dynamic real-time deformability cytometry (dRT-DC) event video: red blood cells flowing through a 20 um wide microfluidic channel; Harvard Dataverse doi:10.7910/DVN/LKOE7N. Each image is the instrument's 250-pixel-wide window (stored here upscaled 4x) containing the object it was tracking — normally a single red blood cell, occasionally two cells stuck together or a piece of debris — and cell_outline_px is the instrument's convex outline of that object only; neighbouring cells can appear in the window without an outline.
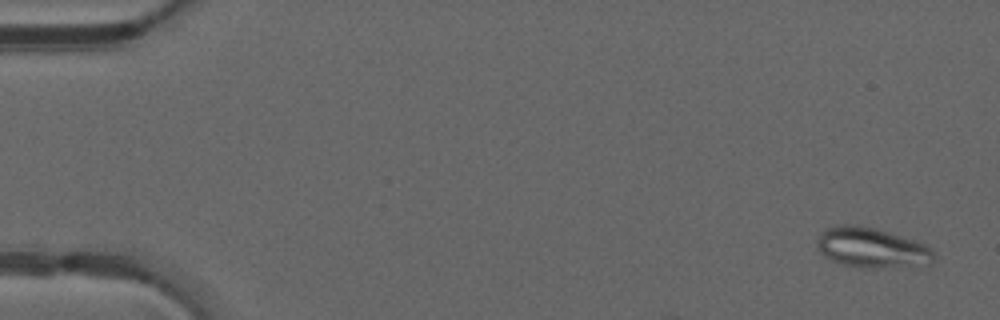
{"species": "common noctule bat (a hibernating species)", "species_latin": "Nyctalus noctula", "temperature_condition": "warm", "stored_images_in_passage": 10, "camera_frame_rate_fps": 3000, "um_per_image_px": 0.085, "animal": {"sex": "male", "forearm_length_mm": 52.5}, "frame": {"image": 1, "passage_image": 2, "time_ms": 0.333, "image_size_px": [1000, 320], "cell_outline_px": [[936, 260], [932, 264], [876, 268], [868, 268], [844, 264], [832, 260], [824, 256], [816, 248], [816, 240], [820, 232], [824, 228], [836, 224], [856, 224], [876, 228], [924, 244], [936, 256]], "centroid_in_image_um": [74.04, 21.04], "position_along_channel_um": 11.0, "area_um2": 27.4}}